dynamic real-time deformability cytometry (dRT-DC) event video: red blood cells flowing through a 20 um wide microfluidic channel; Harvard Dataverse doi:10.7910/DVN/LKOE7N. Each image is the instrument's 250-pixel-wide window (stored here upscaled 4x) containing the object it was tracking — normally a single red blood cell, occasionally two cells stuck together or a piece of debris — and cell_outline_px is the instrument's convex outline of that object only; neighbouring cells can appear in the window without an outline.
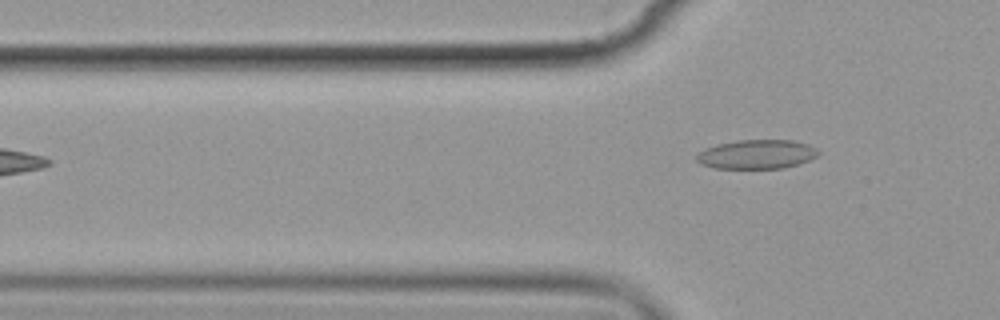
{"species": "common noctule bat (a hibernating species)", "species_latin": "Nyctalus noctula", "temperature_condition": "cold", "stored_images_in_passage": 2, "camera_frame_rate_fps": 3000, "um_per_image_px": 0.085, "animal": {"sex": "female", "body_mass_g": 19.9}, "frame": {"image": 1, "passage_image": 2, "time_ms": 1.333, "image_size_px": [1000, 320], "cell_outline_px": [[820, 152], [816, 156], [808, 160], [784, 168], [716, 168], [700, 164], [696, 160], [696, 156], [704, 148], [716, 144], [736, 140], [792, 140], [808, 144], [816, 148]], "centroid_in_image_um": [64.3, 13.1], "position_along_channel_um": 61.5, "area_um2": 20.63}}